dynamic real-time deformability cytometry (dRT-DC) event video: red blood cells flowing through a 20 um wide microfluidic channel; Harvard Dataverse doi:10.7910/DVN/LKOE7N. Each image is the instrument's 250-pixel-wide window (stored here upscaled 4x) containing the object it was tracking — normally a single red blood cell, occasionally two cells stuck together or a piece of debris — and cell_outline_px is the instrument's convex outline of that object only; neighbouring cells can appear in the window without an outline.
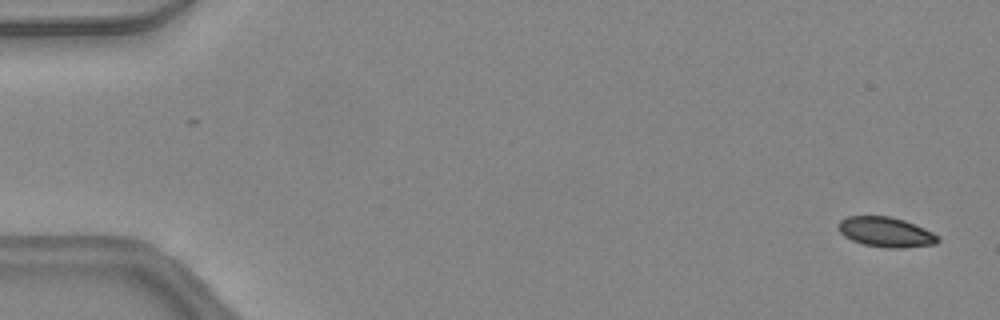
{"species": "common noctule bat (a hibernating species)", "species_latin": "Nyctalus noctula", "temperature_condition": "warm", "stored_images_in_passage": 47, "camera_frame_rate_fps": 3000, "um_per_image_px": 0.085, "animal": {"sex": "female", "body_mass_g": 24.6, "forearm_length_mm": 56.2}, "frame": {"image": 1, "passage_image": 2, "time_ms": 0.333, "image_size_px": [1000, 320], "cell_outline_px": [[940, 240], [936, 244], [904, 248], [884, 248], [864, 244], [852, 240], [844, 236], [840, 232], [836, 224], [840, 220], [848, 216], [888, 216], [904, 220], [924, 228], [940, 236]], "centroid_in_image_um": [75.3, 19.73], "position_along_channel_um": 9.7, "area_um2": 17.51}}
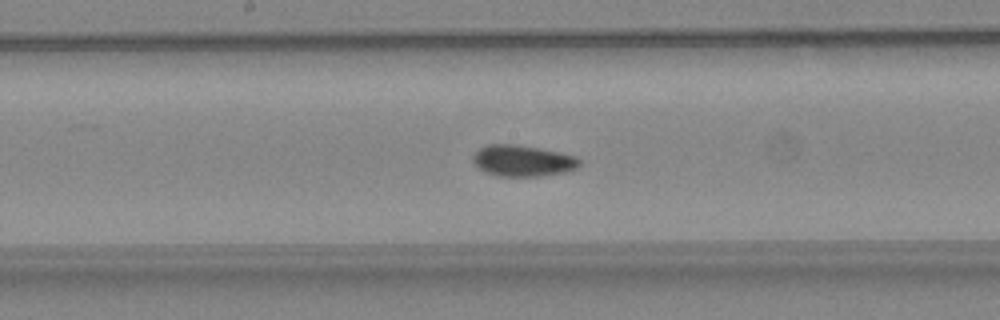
{"frame": {"image": 2, "passage_image": 25, "time_ms": 8.0, "image_size_px": [1000, 320], "cell_outline_px": [[580, 164], [576, 168], [564, 172], [540, 176], [496, 176], [484, 172], [472, 164], [472, 156], [480, 148], [488, 144], [516, 144], [560, 152], [576, 156], [580, 160]], "centroid_in_image_um": [44.39, 13.66], "position_along_channel_um": 203.8, "area_um2": 19.54}}
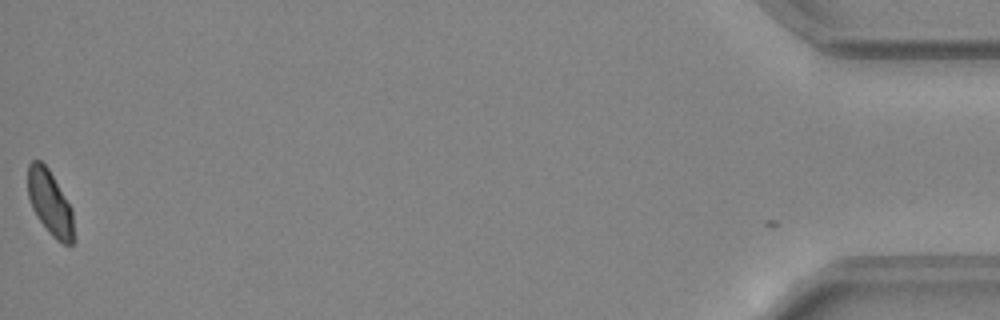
{"frame": {"image": 3, "passage_image": 47, "time_ms": 15.333, "image_size_px": [1000, 320], "cell_outline_px": [[76, 240], [72, 244], [64, 244], [56, 240], [48, 232], [32, 208], [28, 196], [28, 164], [32, 160], [40, 160], [48, 168], [72, 208]], "centroid_in_image_um": [4.28, 17.28], "position_along_channel_um": 430.9, "area_um2": 17.51}, "authors_computed_cell_mechanics": {"area_um2": 18.4382, "velocity_mm_per_s": 4.4505, "shape_relaxation_time_tau1_ms": 4.9127, "shape_relaxation_time_tau2_ms": 3.6493, "deformation_change_tau1": 0.0964, "deformation_change_tau2": 0.046}}